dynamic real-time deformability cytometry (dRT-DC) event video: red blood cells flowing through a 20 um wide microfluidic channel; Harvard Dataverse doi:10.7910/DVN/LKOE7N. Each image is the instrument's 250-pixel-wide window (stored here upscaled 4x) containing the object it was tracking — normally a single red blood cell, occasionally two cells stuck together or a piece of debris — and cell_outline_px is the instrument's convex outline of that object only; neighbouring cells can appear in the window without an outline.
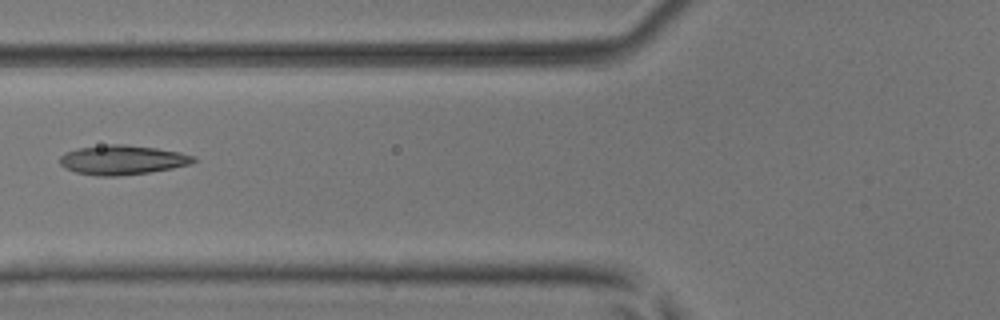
{"species": "common noctule bat (a hibernating species)", "species_latin": "Nyctalus noctula", "temperature_condition": "room temperature", "stored_images_in_passage": 6, "camera_frame_rate_fps": 3000, "um_per_image_px": 0.085, "animal": {"sex": "male", "body_mass_g": 17.9, "forearm_length_mm": 54.2}, "frame": {"image": 1, "passage_image": 6, "time_ms": 1.667, "image_size_px": [1000, 320], "cell_outline_px": [[196, 160], [188, 164], [172, 168], [148, 172], [120, 176], [96, 176], [76, 172], [64, 168], [60, 164], [60, 156], [64, 152], [76, 148], [108, 144], [124, 144], [156, 148], [180, 152], [196, 156]], "centroid_in_image_um": [10.36, 13.59], "position_along_channel_um": 115.4, "area_um2": 23.0}}